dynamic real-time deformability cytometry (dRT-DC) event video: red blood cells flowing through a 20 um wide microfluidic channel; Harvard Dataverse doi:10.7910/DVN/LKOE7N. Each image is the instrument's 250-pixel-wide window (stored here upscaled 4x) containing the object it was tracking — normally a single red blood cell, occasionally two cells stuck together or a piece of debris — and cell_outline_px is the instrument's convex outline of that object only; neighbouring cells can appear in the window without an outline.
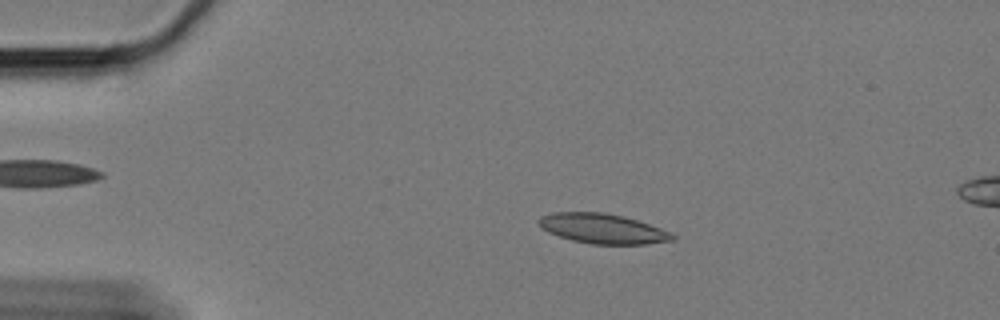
{"species": "Egyptian fruit bat (a non-hibernating species)", "species_latin": "Rousettus aegyptiacus", "temperature_condition": "cold", "stored_images_in_passage": 56, "camera_frame_rate_fps": 3000, "um_per_image_px": 0.085, "animal": {"sex": "female"}, "frame": {"image": 1, "passage_image": 8, "time_ms": 2.333, "image_size_px": [1000, 320], "cell_outline_px": [[676, 236], [672, 240], [644, 244], [592, 244], [572, 240], [548, 232], [536, 220], [540, 216], [552, 212], [604, 212], [624, 216], [660, 228]], "centroid_in_image_um": [51.19, 19.42], "position_along_channel_um": 33.8, "area_um2": 23.0}}
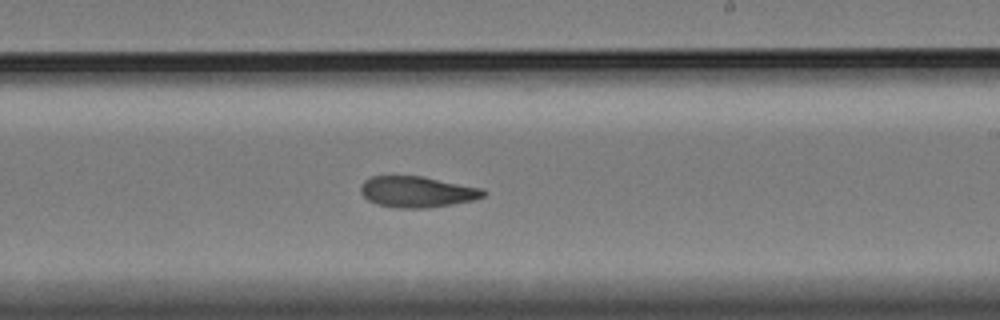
{"frame": {"image": 2, "passage_image": 32, "time_ms": 10.333, "image_size_px": [1000, 320], "cell_outline_px": [[488, 192], [484, 196], [476, 200], [428, 208], [396, 208], [376, 204], [368, 200], [360, 192], [360, 188], [364, 180], [372, 176], [420, 176], [484, 188]], "centroid_in_image_um": [35.48, 16.31], "position_along_channel_um": 253.5, "area_um2": 22.37}}
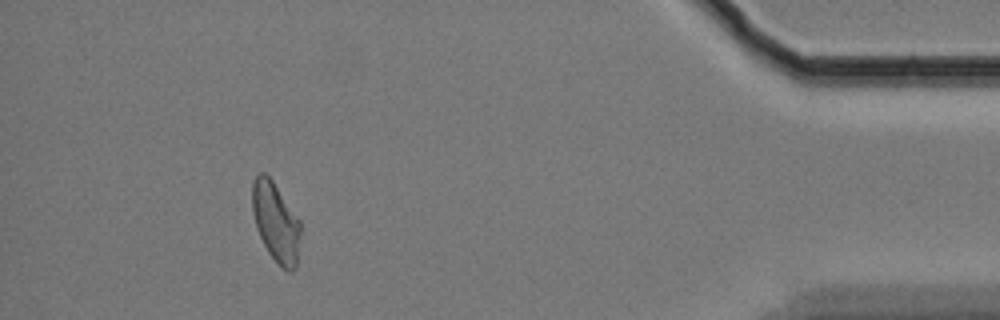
{"frame": {"image": 3, "passage_image": 51, "time_ms": 16.667, "image_size_px": [1000, 320], "cell_outline_px": [[300, 232], [296, 268], [292, 272], [288, 272], [268, 252], [256, 228], [252, 212], [252, 180], [260, 172], [264, 172], [272, 180], [300, 220]], "centroid_in_image_um": [23.43, 18.85], "position_along_channel_um": 411.8, "area_um2": 22.14}, "authors_computed_cell_mechanics": {"area_um2": 22.7732, "velocity_mm_per_s": 3.3327, "shape_relaxation_time_tau1_ms": 9.9957, "shape_relaxation_time_tau2_ms": 4.5084, "deformation_change_tau1": 0.1894, "deformation_change_tau2": 0.1142}}